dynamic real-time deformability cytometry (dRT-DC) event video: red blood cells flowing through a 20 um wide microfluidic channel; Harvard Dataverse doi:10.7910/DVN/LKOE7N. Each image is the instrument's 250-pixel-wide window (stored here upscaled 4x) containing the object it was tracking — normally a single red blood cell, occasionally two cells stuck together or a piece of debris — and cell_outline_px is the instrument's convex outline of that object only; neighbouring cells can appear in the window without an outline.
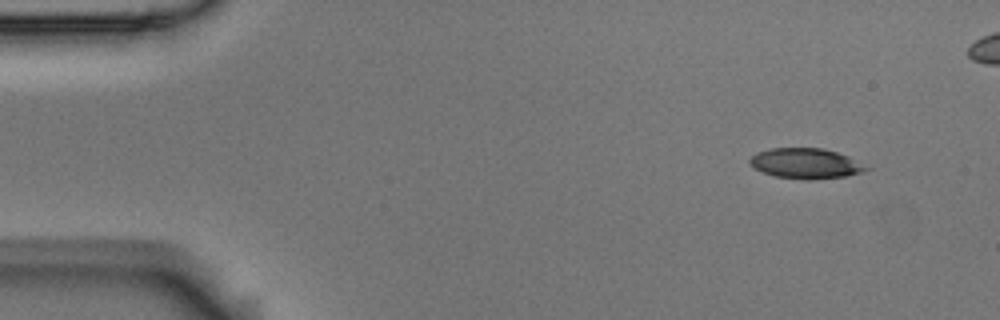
{"species": "Egyptian fruit bat (a non-hibernating species)", "species_latin": "Rousettus aegyptiacus", "temperature_condition": "room temperature", "stored_images_in_passage": 5, "camera_frame_rate_fps": 3000, "um_per_image_px": 0.085, "animal": {"sex": "male"}, "frame": {"image": 1, "passage_image": 1, "time_ms": 0.0, "image_size_px": [1000, 320], "cell_outline_px": [[872, 168], [864, 172], [848, 176], [812, 180], [804, 180], [776, 176], [764, 172], [748, 164], [748, 160], [756, 152], [772, 148], [824, 148], [848, 156]], "centroid_in_image_um": [68.52, 13.9], "position_along_channel_um": 16.5, "area_um2": 20.75}}